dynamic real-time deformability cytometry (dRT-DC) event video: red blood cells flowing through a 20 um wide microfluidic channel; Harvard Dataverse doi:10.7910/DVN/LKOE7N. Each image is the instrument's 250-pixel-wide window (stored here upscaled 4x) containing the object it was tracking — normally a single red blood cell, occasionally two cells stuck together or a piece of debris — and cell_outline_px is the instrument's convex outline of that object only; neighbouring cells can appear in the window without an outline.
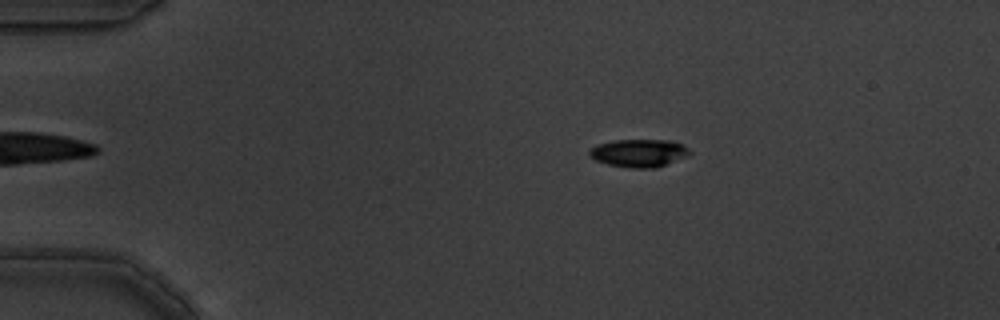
{"species": "common noctule bat (a hibernating species)", "species_latin": "Nyctalus noctula", "temperature_condition": "warm", "stored_images_in_passage": 3, "camera_frame_rate_fps": 3000, "um_per_image_px": 0.085, "animal": {"sex": "male", "body_mass_g": 19.5, "forearm_length_mm": 54.6}, "frame": {"image": 1, "passage_image": 1, "time_ms": 0.0, "image_size_px": [1000, 320], "cell_outline_px": [[692, 152], [684, 156], [656, 168], [628, 168], [608, 164], [596, 160], [588, 152], [596, 144], [612, 140], [668, 140], [684, 144]], "centroid_in_image_um": [54.29, 13.0], "position_along_channel_um": 30.7, "area_um2": 16.13}}